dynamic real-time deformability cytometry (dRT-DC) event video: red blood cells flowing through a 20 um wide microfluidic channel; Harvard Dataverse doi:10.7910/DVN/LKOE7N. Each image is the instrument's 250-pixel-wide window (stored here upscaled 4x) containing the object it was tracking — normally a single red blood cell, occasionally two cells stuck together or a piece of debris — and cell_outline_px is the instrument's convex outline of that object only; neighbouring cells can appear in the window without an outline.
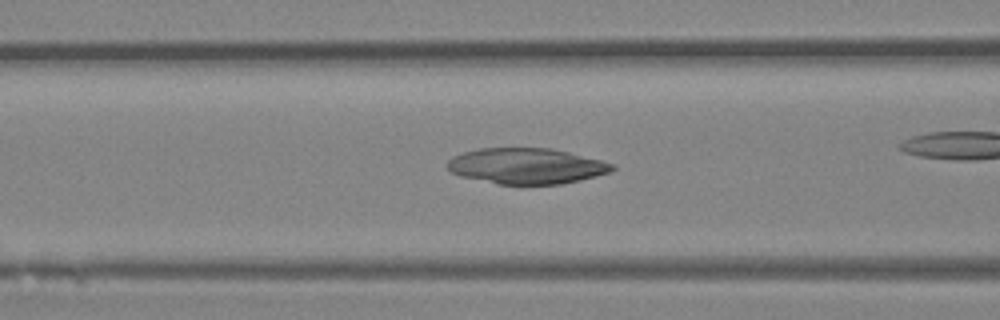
{"species": "Egyptian fruit bat (a non-hibernating species)", "species_latin": "Rousettus aegyptiacus", "temperature_condition": "room temperature", "stored_images_in_passage": 15, "camera_frame_rate_fps": 3000, "um_per_image_px": 0.085, "animal": {"sex": "female"}, "frame": {"image": 1, "passage_image": 13, "time_ms": 4.0, "image_size_px": [1000, 320], "cell_outline_px": [[616, 168], [612, 172], [580, 180], [560, 184], [496, 184], [460, 176], [452, 172], [448, 168], [448, 160], [452, 156], [464, 152], [480, 148], [552, 148], [616, 164]], "centroid_in_image_um": [44.77, 14.11], "position_along_channel_um": 121.8, "area_um2": 34.39}}